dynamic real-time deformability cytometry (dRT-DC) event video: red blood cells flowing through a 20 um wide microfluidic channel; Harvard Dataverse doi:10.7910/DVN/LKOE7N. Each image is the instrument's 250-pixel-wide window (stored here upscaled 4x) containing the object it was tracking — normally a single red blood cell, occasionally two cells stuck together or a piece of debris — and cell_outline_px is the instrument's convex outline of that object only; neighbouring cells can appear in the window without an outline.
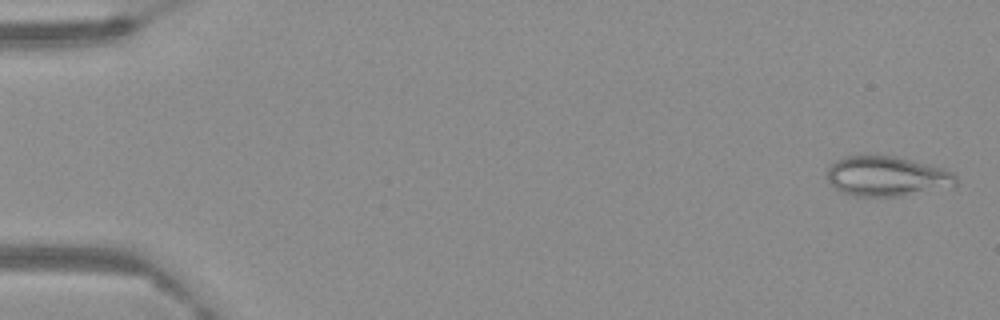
{"species": "Egyptian fruit bat (a non-hibernating species)", "species_latin": "Rousettus aegyptiacus", "temperature_condition": "warm", "stored_images_in_passage": 62, "camera_frame_rate_fps": 3000, "um_per_image_px": 0.085, "frame": {"image": 1, "passage_image": 2, "time_ms": 0.333, "image_size_px": [1000, 320], "cell_outline_px": [[956, 188], [904, 196], [856, 196], [840, 192], [832, 188], [828, 180], [828, 164], [844, 156], [864, 152], [892, 156], [928, 164], [944, 168], [952, 172], [956, 176]], "centroid_in_image_um": [75.38, 14.97], "position_along_channel_um": 9.6, "area_um2": 31.27}}
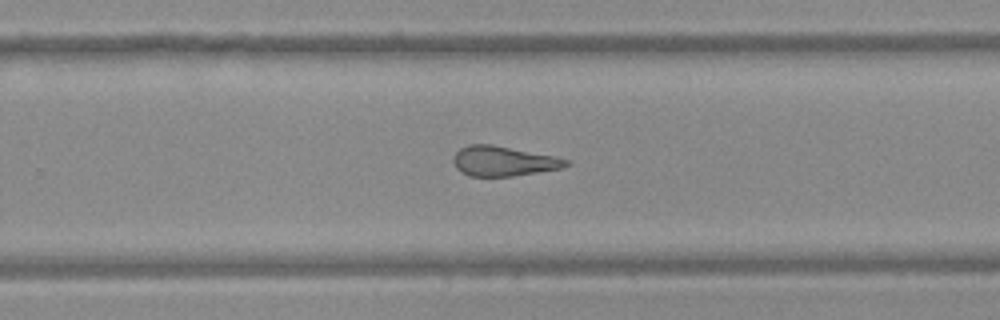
{"frame": {"image": 2, "passage_image": 41, "time_ms": 13.333, "image_size_px": [1000, 320], "cell_outline_px": [[572, 164], [560, 168], [512, 176], [472, 176], [460, 172], [456, 168], [452, 160], [456, 152], [460, 148], [468, 144], [492, 144], [556, 156], [568, 160]], "centroid_in_image_um": [42.77, 13.68], "position_along_channel_um": 287.0, "area_um2": 19.65}}
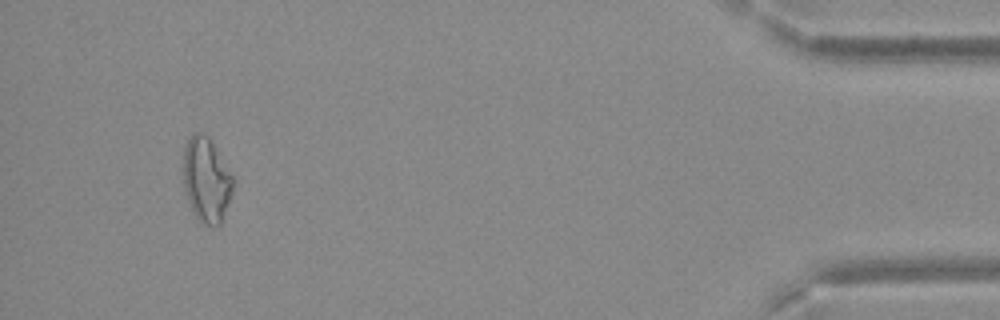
{"frame": {"image": 3, "passage_image": 59, "time_ms": 19.333, "image_size_px": [1000, 320], "cell_outline_px": [[232, 192], [220, 224], [216, 228], [204, 224], [196, 216], [184, 192], [184, 148], [192, 132], [200, 132], [208, 136], [232, 176]], "centroid_in_image_um": [17.52, 15.29], "position_along_channel_um": 417.7, "area_um2": 24.04}}